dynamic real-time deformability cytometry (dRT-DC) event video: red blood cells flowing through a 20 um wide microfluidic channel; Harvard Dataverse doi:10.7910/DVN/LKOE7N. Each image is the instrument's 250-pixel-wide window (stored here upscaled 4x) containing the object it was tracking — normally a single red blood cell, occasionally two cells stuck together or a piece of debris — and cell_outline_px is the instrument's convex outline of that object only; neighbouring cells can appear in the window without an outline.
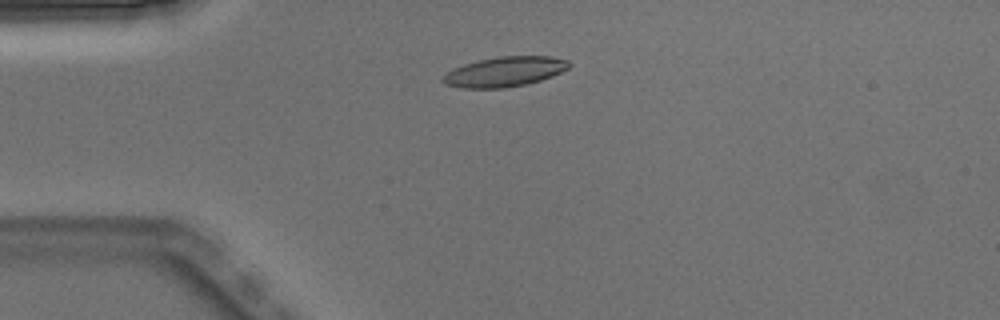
{"species": "Egyptian fruit bat (a non-hibernating species)", "species_latin": "Rousettus aegyptiacus", "temperature_condition": "warm", "stored_images_in_passage": 5, "camera_frame_rate_fps": 3000, "um_per_image_px": 0.085, "animal": {"sex": "male"}, "frame": {"image": 1, "passage_image": 3, "time_ms": 0.667, "image_size_px": [1000, 320], "cell_outline_px": [[572, 64], [568, 68], [560, 72], [540, 80], [524, 84], [504, 88], [460, 88], [444, 84], [440, 80], [448, 72], [464, 64], [480, 60], [500, 56], [552, 56], [568, 60]], "centroid_in_image_um": [42.9, 6.09], "position_along_channel_um": 42.1, "area_um2": 21.79}}
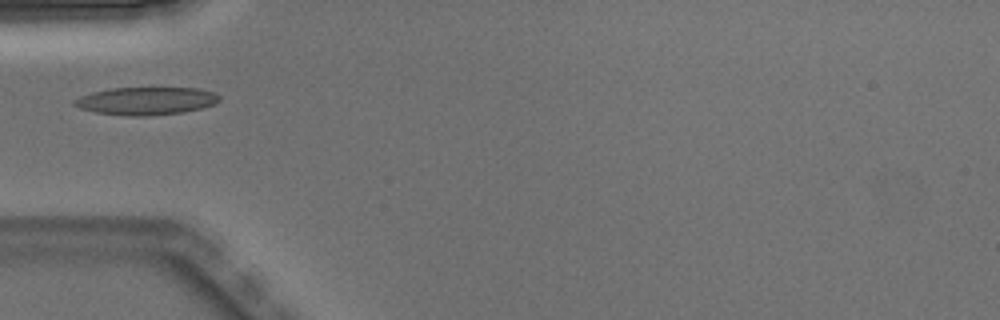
{"frame": {"image": 2, "passage_image": 4, "time_ms": 1.0, "image_size_px": [1000, 320], "cell_outline_px": [[220, 100], [212, 104], [200, 108], [184, 112], [148, 116], [132, 116], [96, 112], [80, 108], [72, 104], [72, 100], [80, 96], [92, 92], [112, 88], [200, 88], [216, 92], [220, 96]], "centroid_in_image_um": [12.43, 8.57], "position_along_channel_um": 72.6, "area_um2": 23.47}}